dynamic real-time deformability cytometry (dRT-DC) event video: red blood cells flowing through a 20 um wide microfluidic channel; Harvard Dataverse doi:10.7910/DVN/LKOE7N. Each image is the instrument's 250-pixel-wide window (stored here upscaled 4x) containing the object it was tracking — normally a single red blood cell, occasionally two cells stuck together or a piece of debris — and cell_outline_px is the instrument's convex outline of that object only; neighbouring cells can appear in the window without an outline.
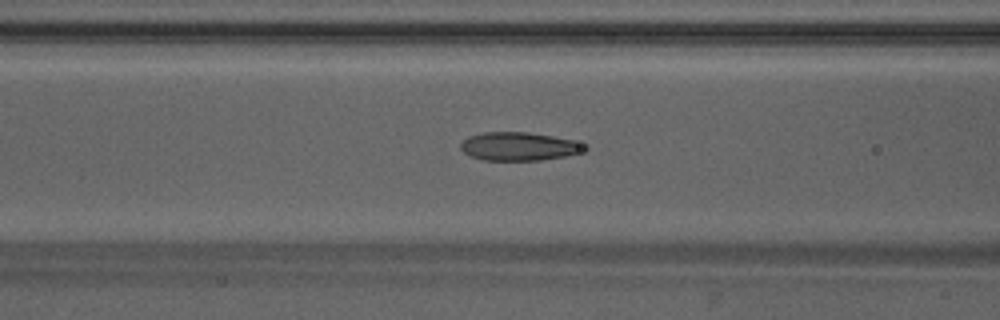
{"species": "Egyptian fruit bat (a non-hibernating species)", "species_latin": "Rousettus aegyptiacus", "temperature_condition": "warm", "stored_images_in_passage": 39, "camera_frame_rate_fps": 3000, "um_per_image_px": 0.085, "animal": {"sex": "male"}, "frame": {"image": 1, "passage_image": 19, "time_ms": 6.0, "image_size_px": [1000, 320], "cell_outline_px": [[588, 148], [564, 156], [540, 160], [484, 160], [468, 156], [460, 148], [460, 144], [468, 136], [484, 132], [528, 132], [552, 136], [572, 140]], "centroid_in_image_um": [44.01, 12.44], "position_along_channel_um": 122.6, "area_um2": 20.17}}
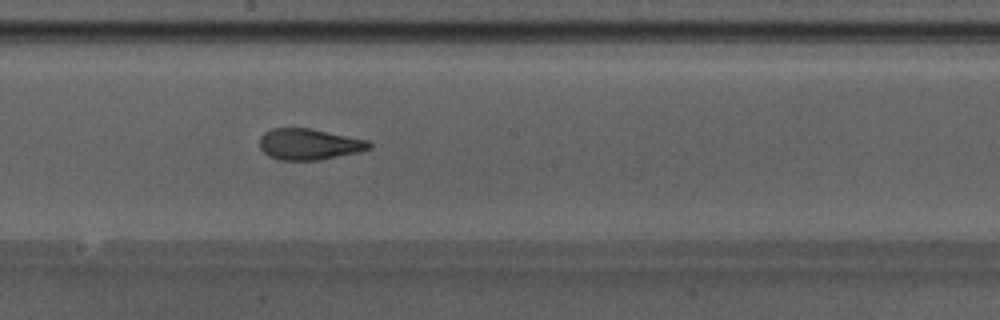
{"frame": {"image": 2, "passage_image": 26, "time_ms": 8.333, "image_size_px": [1000, 320], "cell_outline_px": [[372, 144], [368, 148], [360, 152], [320, 160], [280, 160], [268, 156], [260, 148], [260, 136], [264, 132], [272, 128], [308, 128], [368, 140]], "centroid_in_image_um": [26.25, 12.26], "position_along_channel_um": 222.0, "area_um2": 19.83}}
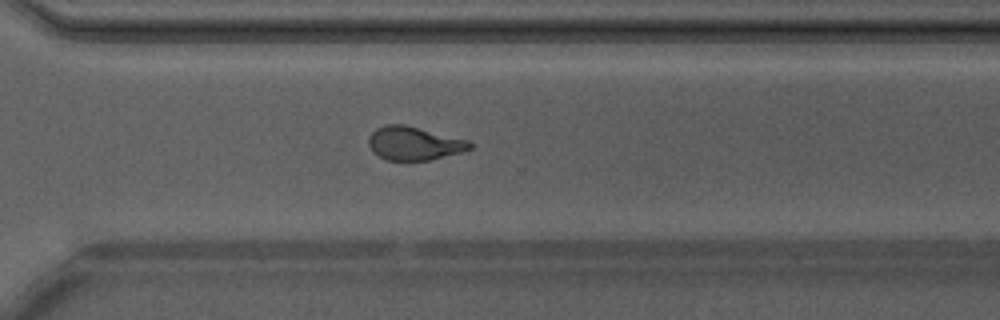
{"frame": {"image": 3, "passage_image": 34, "time_ms": 11.0, "image_size_px": [1000, 320], "cell_outline_px": [[472, 148], [460, 152], [428, 160], [388, 160], [372, 152], [368, 144], [368, 136], [376, 128], [384, 124], [404, 124], [468, 140], [472, 144]], "centroid_in_image_um": [35.15, 12.17], "position_along_channel_um": 335.5, "area_um2": 19.65}}